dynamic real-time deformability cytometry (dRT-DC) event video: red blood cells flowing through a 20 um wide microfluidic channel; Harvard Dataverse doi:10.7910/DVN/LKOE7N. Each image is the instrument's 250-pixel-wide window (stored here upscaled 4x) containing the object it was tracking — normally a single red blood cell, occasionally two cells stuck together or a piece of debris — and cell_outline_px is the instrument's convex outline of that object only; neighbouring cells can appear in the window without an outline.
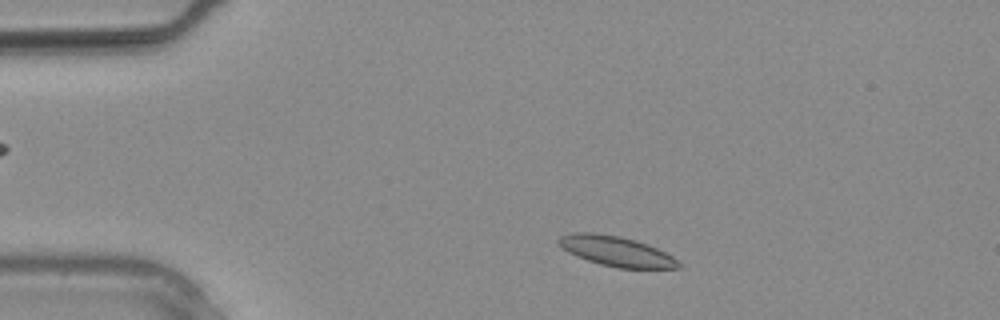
{"species": "common noctule bat (a hibernating species)", "species_latin": "Nyctalus noctula", "temperature_condition": "warm", "stored_images_in_passage": 7, "camera_frame_rate_fps": 3000, "um_per_image_px": 0.085, "animal": {"sex": "male", "body_mass_g": 20.4}, "frame": {"image": 1, "passage_image": 2, "time_ms": 0.333, "image_size_px": [1000, 320], "cell_outline_px": [[680, 268], [616, 268], [600, 264], [576, 256], [568, 252], [556, 240], [560, 236], [572, 232], [592, 232], [620, 236], [636, 240], [648, 244], [672, 256], [680, 264]], "centroid_in_image_um": [52.36, 21.34], "position_along_channel_um": 32.6, "area_um2": 20.87}}